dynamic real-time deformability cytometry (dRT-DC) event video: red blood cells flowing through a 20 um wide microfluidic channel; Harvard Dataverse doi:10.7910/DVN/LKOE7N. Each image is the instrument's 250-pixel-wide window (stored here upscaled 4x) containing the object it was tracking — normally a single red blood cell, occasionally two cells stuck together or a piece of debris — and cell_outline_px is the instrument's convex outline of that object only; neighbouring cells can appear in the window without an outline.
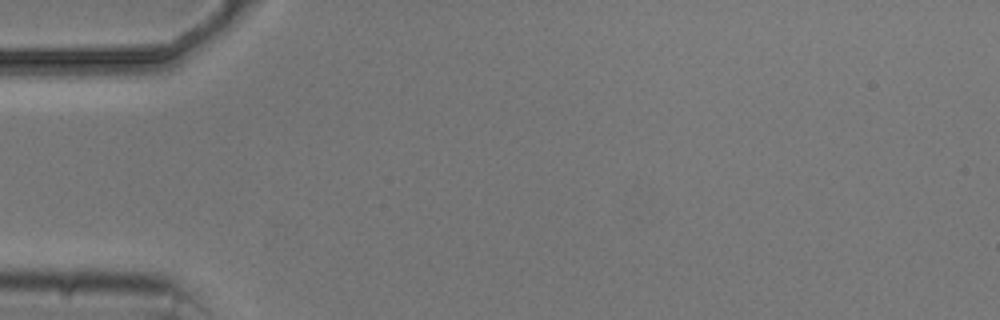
{"species": "common noctule bat (a hibernating species)", "species_latin": "Nyctalus noctula", "temperature_condition": "cold", "stored_images_in_passage": 4, "camera_frame_rate_fps": 3000, "um_per_image_px": 0.085, "animal": {"sex": "male", "body_mass_g": 20.5, "forearm_length_mm": 52.5}, "frame": {"image": 1, "passage_image": 1, "time_ms": 0.0, "image_size_px": [1000, 320], "cell_outline_px": [[160, 60], [124, 80], [48, 80], [40, 76], [36, 60], [80, 52], [152, 52], [160, 56]], "centroid_in_image_um": [8.13, 5.58], "position_along_channel_um": 76.9, "area_um2": 20.63}}